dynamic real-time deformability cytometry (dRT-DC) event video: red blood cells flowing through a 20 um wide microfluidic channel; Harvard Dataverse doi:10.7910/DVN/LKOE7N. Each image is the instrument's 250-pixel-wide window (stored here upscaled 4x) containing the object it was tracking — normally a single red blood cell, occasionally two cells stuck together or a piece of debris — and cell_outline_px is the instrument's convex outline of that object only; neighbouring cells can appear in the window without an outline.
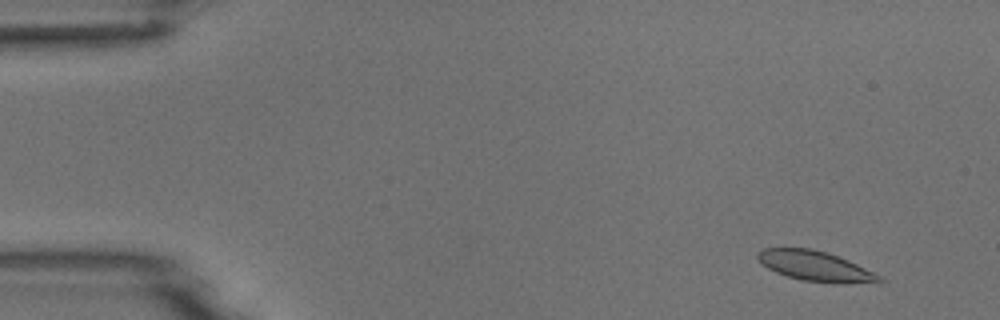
{"species": "common noctule bat (a hibernating species)", "species_latin": "Nyctalus noctula", "temperature_condition": "room temperature", "stored_images_in_passage": 15, "camera_frame_rate_fps": 3000, "um_per_image_px": 0.085, "animal": {"sex": "male", "body_mass_g": 18.8}, "frame": {"image": 1, "passage_image": 2, "time_ms": 1.333, "image_size_px": [1000, 320], "cell_outline_px": [[884, 280], [880, 284], [840, 284], [804, 280], [788, 276], [776, 272], [760, 264], [756, 256], [756, 252], [764, 248], [812, 248], [828, 252], [848, 260], [880, 276]], "centroid_in_image_um": [69.33, 22.63], "position_along_channel_um": 15.7, "area_um2": 21.62}}
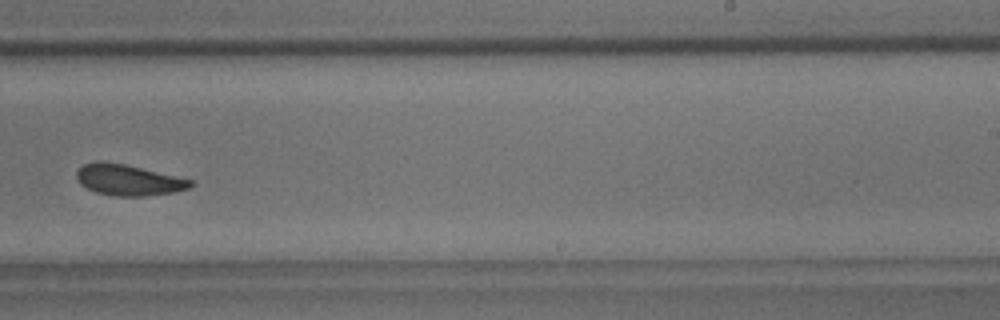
{"frame": {"image": 2, "passage_image": 10, "time_ms": 11.333, "image_size_px": [1000, 320], "cell_outline_px": [[196, 184], [188, 188], [172, 192], [144, 196], [112, 196], [96, 192], [80, 184], [76, 176], [76, 172], [84, 164], [96, 160], [100, 160], [124, 164], [192, 180]], "centroid_in_image_um": [10.88, 15.29], "position_along_channel_um": 278.1, "area_um2": 20.4}}
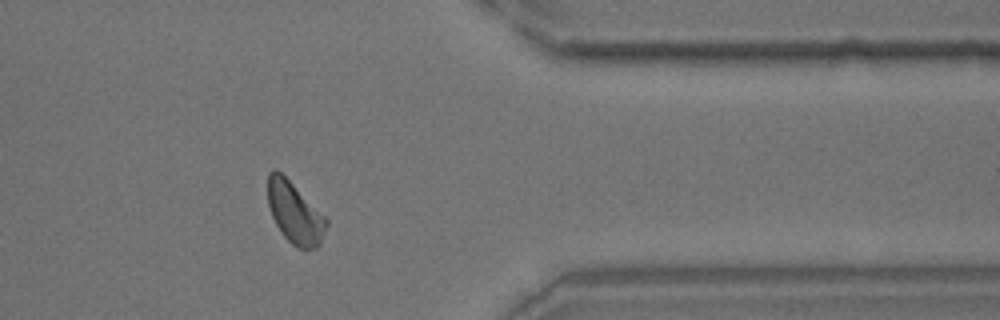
{"frame": {"image": 3, "passage_image": 13, "time_ms": 14.667, "image_size_px": [1000, 320], "cell_outline_px": [[328, 224], [320, 244], [316, 248], [304, 252], [292, 244], [280, 232], [272, 216], [268, 204], [268, 172], [272, 168], [276, 168], [328, 220]], "centroid_in_image_um": [25.05, 18.14], "position_along_channel_um": 386.4, "area_um2": 20.81}}